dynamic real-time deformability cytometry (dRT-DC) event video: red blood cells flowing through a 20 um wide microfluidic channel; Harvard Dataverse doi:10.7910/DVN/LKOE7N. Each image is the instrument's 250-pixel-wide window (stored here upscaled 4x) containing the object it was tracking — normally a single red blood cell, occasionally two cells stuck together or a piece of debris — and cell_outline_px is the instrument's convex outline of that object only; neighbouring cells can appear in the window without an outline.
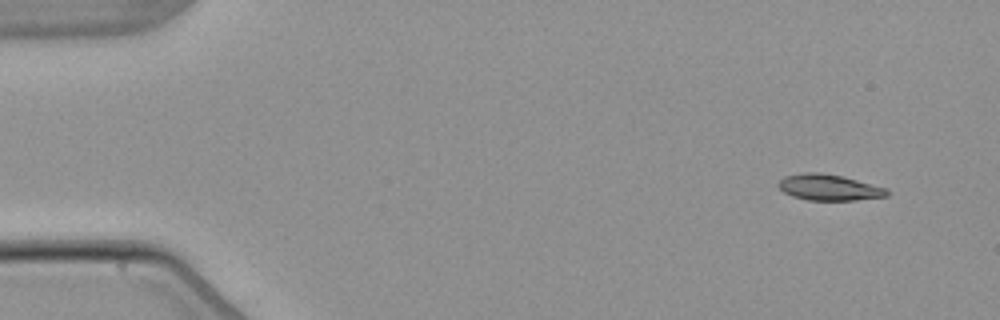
{"species": "common noctule bat (a hibernating species)", "species_latin": "Nyctalus noctula", "temperature_condition": "warm", "stored_images_in_passage": 3, "camera_frame_rate_fps": 3000, "um_per_image_px": 0.085, "animal": {"sex": "male", "body_mass_g": 21.5, "forearm_length_mm": 52.0}, "frame": {"image": 1, "passage_image": 1, "time_ms": 0.0, "image_size_px": [1000, 320], "cell_outline_px": [[888, 196], [856, 200], [808, 200], [792, 196], [784, 192], [776, 184], [784, 176], [804, 172], [820, 172], [840, 176], [856, 180], [884, 188], [888, 192]], "centroid_in_image_um": [70.4, 15.93], "position_along_channel_um": 14.6, "area_um2": 16.24}}
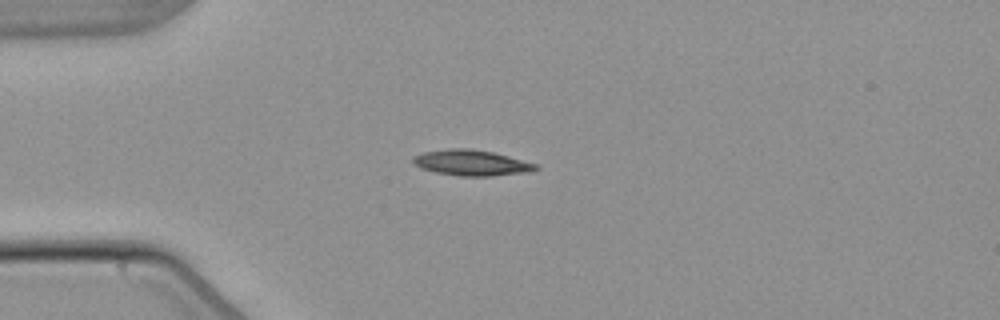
{"frame": {"image": 2, "passage_image": 3, "time_ms": 3.333, "image_size_px": [1000, 320], "cell_outline_px": [[540, 168], [532, 172], [492, 176], [460, 176], [436, 172], [420, 168], [412, 160], [412, 156], [424, 152], [448, 148], [472, 148], [492, 152], [540, 164]], "centroid_in_image_um": [40.14, 13.84], "position_along_channel_um": 44.9, "area_um2": 18.61}}